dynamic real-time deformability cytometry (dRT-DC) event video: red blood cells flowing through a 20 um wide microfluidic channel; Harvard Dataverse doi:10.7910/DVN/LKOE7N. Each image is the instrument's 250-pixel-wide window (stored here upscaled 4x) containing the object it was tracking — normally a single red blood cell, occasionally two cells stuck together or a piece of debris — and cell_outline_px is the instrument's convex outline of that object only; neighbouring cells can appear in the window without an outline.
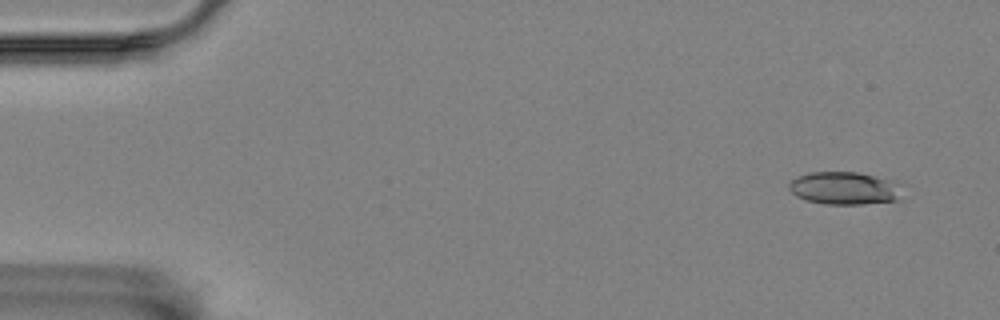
{"species": "Egyptian fruit bat (a non-hibernating species)", "species_latin": "Rousettus aegyptiacus", "temperature_condition": "room temperature", "stored_images_in_passage": 8, "camera_frame_rate_fps": 3000, "um_per_image_px": 0.085, "animal": {"sex": "female"}, "frame": {"image": 1, "passage_image": 1, "time_ms": 0.0, "image_size_px": [1000, 320], "cell_outline_px": [[896, 200], [860, 204], [824, 204], [804, 200], [796, 196], [788, 188], [788, 184], [796, 176], [808, 172], [856, 172], [892, 180]], "centroid_in_image_um": [71.57, 15.99], "position_along_channel_um": 13.4, "area_um2": 20.92}}
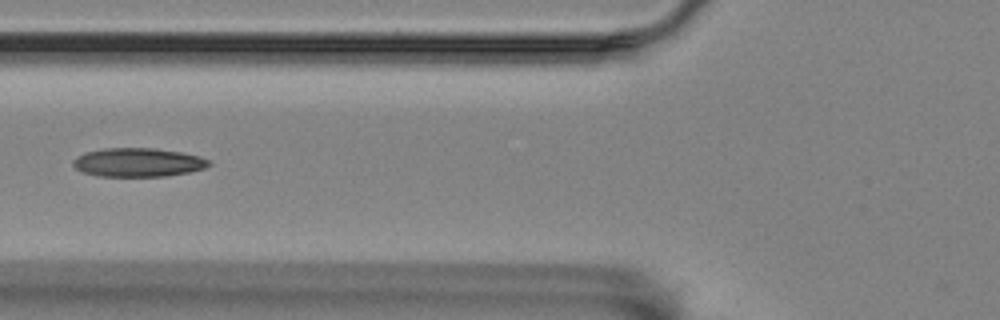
{"frame": {"image": 2, "passage_image": 6, "time_ms": 1.667, "image_size_px": [1000, 320], "cell_outline_px": [[212, 164], [204, 168], [188, 172], [168, 176], [96, 176], [84, 172], [76, 168], [72, 164], [72, 160], [76, 156], [88, 152], [104, 148], [152, 148], [180, 152], [200, 156], [208, 160]], "centroid_in_image_um": [11.72, 13.8], "position_along_channel_um": 114.1, "area_um2": 22.66}}
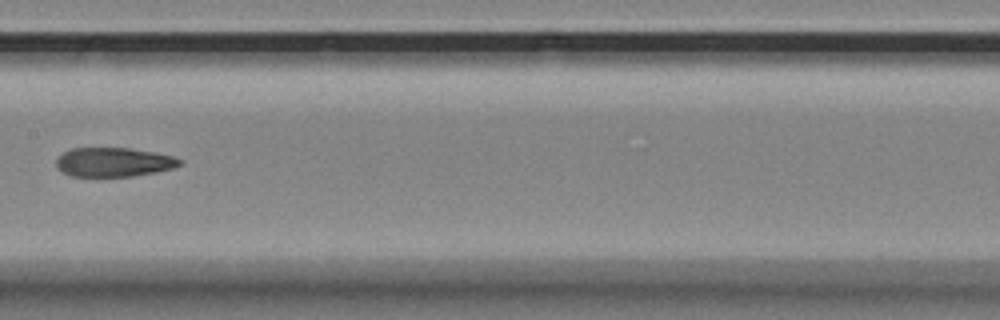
{"frame": {"image": 3, "passage_image": 8, "time_ms": 2.333, "image_size_px": [1000, 320], "cell_outline_px": [[184, 164], [172, 168], [156, 172], [132, 176], [72, 176], [56, 168], [56, 160], [64, 152], [72, 148], [128, 148], [152, 152], [172, 156], [184, 160]], "centroid_in_image_um": [9.68, 13.78], "position_along_channel_um": 197.7, "area_um2": 20.87}}